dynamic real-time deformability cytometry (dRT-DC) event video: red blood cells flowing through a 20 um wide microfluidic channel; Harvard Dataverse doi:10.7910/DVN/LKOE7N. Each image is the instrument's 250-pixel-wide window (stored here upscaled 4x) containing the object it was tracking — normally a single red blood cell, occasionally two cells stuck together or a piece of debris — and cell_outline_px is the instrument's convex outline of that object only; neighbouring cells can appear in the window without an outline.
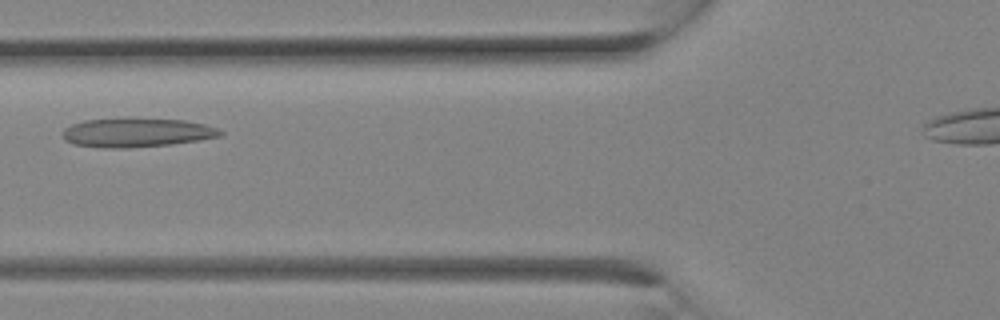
{"species": "Egyptian fruit bat (a non-hibernating species)", "species_latin": "Rousettus aegyptiacus", "temperature_condition": "room temperature", "stored_images_in_passage": 6, "camera_frame_rate_fps": 3000, "um_per_image_px": 0.085, "animal": {"sex": "female"}, "frame": {"image": 1, "passage_image": 5, "time_ms": 1.333, "image_size_px": [1000, 320], "cell_outline_px": [[224, 132], [220, 136], [172, 144], [124, 148], [104, 148], [72, 144], [64, 140], [64, 128], [72, 124], [84, 120], [128, 116], [184, 120], [204, 124], [216, 128]], "centroid_in_image_um": [11.57, 11.23], "position_along_channel_um": 114.2, "area_um2": 27.22}}